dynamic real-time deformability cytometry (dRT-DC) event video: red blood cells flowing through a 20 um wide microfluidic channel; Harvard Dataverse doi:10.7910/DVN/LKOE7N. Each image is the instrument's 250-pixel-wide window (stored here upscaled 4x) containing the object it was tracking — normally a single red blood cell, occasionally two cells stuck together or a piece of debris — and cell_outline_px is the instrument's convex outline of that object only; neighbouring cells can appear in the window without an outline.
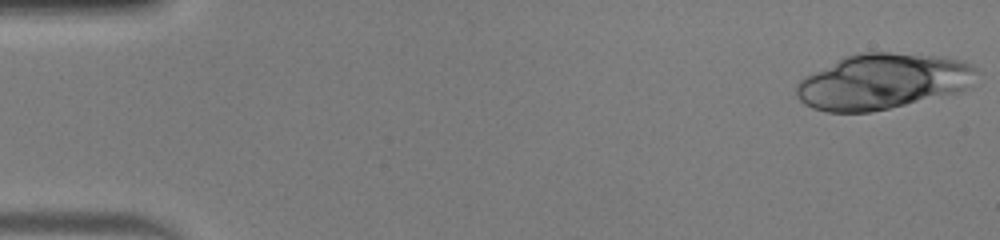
{"species": "human", "species_latin": "Homo sapiens", "temperature_condition": "warm", "stored_images_in_passage": 47, "camera_frame_rate_fps": 3000, "um_per_image_px": 0.085, "donor": {"sex": "male"}, "frame": {"image": 1, "passage_image": 1, "time_ms": 0.0, "image_size_px": [1000, 240], "cell_outline_px": [[980, 72], [972, 84], [968, 88], [960, 92], [872, 112], [828, 112], [812, 108], [804, 104], [796, 96], [796, 84], [804, 76], [844, 56], [860, 52], [892, 52], [940, 56], [964, 60], [972, 64]], "centroid_in_image_um": [75.06, 6.91], "position_along_channel_um": 9.9, "area_um2": 59.01}}